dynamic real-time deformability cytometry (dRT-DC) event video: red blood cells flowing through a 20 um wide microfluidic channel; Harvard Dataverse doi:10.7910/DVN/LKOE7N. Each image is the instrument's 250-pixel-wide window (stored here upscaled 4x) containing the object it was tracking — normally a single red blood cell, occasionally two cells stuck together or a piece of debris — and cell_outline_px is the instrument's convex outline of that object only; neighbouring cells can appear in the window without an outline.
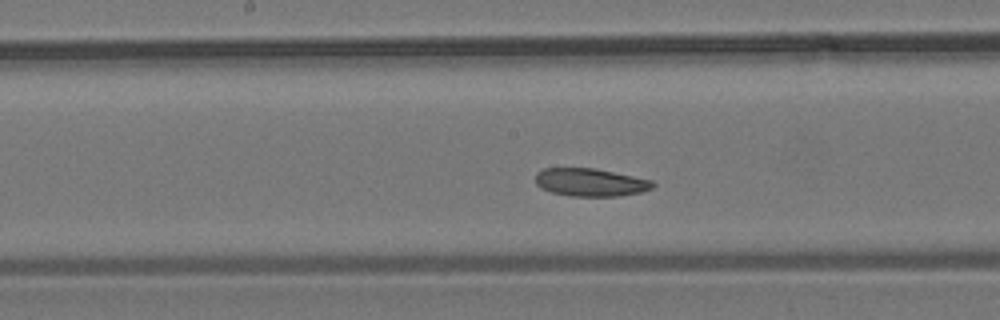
{"species": "common noctule bat (a hibernating species)", "species_latin": "Nyctalus noctula", "temperature_condition": "room temperature", "stored_images_in_passage": 21, "camera_frame_rate_fps": 3000, "um_per_image_px": 0.085, "animal": {"sex": "male", "body_mass_g": 19.2, "forearm_length_mm": 51.8}, "frame": {"image": 1, "passage_image": 10, "time_ms": 3.0, "image_size_px": [1000, 320], "cell_outline_px": [[656, 184], [652, 188], [640, 192], [616, 196], [572, 196], [552, 192], [536, 184], [536, 172], [544, 168], [592, 168], [652, 180]], "centroid_in_image_um": [50.18, 15.49], "position_along_channel_um": 198.0, "area_um2": 18.79}}